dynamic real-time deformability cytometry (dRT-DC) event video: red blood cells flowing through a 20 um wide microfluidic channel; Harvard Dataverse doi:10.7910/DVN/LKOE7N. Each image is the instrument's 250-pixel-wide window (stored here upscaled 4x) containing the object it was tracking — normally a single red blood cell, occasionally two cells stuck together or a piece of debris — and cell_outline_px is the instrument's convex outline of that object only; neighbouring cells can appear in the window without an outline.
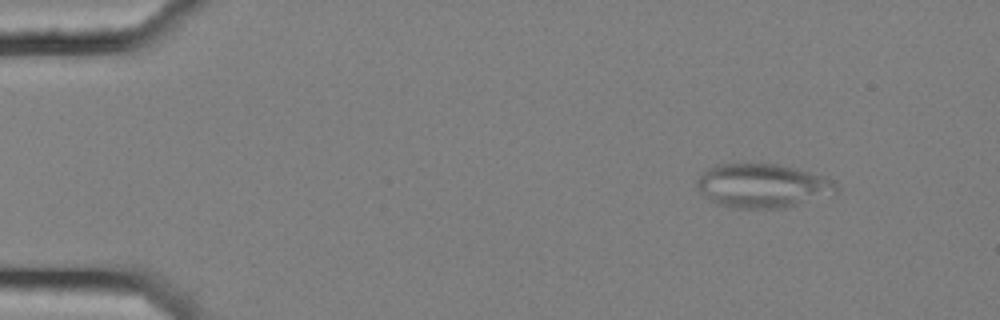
{"species": "common noctule bat (a hibernating species)", "species_latin": "Nyctalus noctula", "temperature_condition": "cold", "stored_images_in_passage": 5, "camera_frame_rate_fps": 3000, "um_per_image_px": 0.085, "animal": {"sex": "female", "body_mass_g": 25.1}, "frame": {"image": 1, "passage_image": 2, "time_ms": 0.333, "image_size_px": [1000, 320], "cell_outline_px": [[840, 188], [836, 192], [784, 208], [732, 208], [716, 204], [696, 184], [696, 180], [708, 168], [716, 164], [776, 164], [796, 168], [824, 176], [836, 180]], "centroid_in_image_um": [64.85, 15.78], "position_along_channel_um": 20.1, "area_um2": 35.32}}
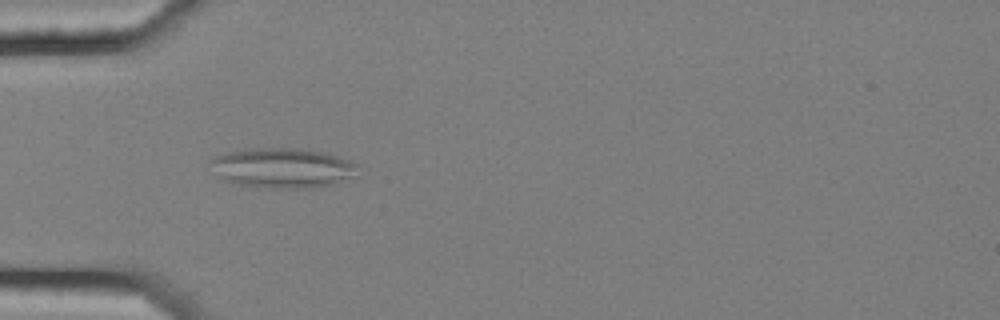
{"frame": {"image": 2, "passage_image": 5, "time_ms": 1.333, "image_size_px": [1000, 320], "cell_outline_px": [[356, 176], [336, 184], [308, 188], [260, 188], [240, 184], [224, 180], [220, 176], [208, 160], [216, 156], [228, 152], [248, 148], [304, 148], [324, 152], [340, 156], [356, 164]], "centroid_in_image_um": [24.06, 14.27], "position_along_channel_um": 60.9, "area_um2": 34.45}}